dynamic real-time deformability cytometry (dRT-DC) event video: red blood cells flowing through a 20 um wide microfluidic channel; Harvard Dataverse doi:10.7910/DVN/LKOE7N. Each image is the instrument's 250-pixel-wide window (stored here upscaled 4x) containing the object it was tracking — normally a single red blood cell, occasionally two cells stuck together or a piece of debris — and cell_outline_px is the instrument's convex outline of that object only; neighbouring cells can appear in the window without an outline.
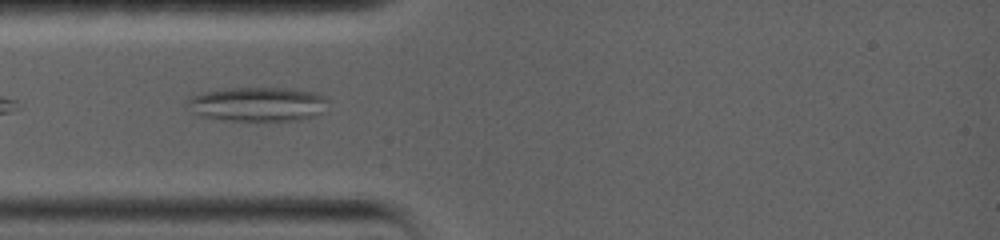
{"species": "common noctule bat (a hibernating species)", "species_latin": "Nyctalus noctula", "temperature_condition": "warm", "stored_images_in_passage": 45, "camera_frame_rate_fps": 5000, "um_per_image_px": 0.085, "animal": {"sex": "female", "body_mass_g": 19.0, "forearm_length_mm": 56.7}, "frame": {"image": 1, "passage_image": 3, "time_ms": 0.8, "image_size_px": [1000, 240], "cell_outline_px": [[328, 100], [320, 112], [312, 116], [300, 120], [228, 120], [196, 116], [184, 104], [184, 100], [192, 96], [224, 88], [296, 88], [312, 92], [324, 96]], "centroid_in_image_um": [21.82, 8.85], "position_along_channel_um": 63.2, "area_um2": 28.09}}
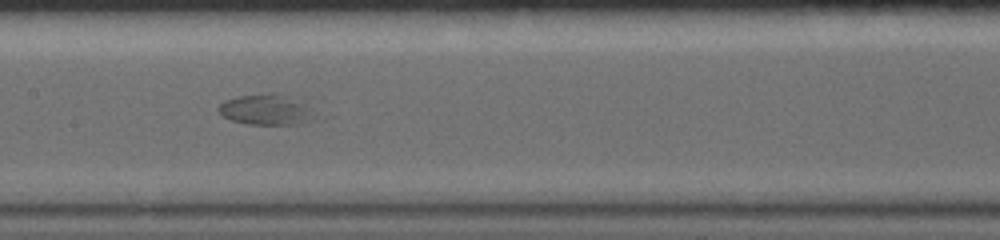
{"frame": {"image": 2, "passage_image": 13, "time_ms": 4.4, "image_size_px": [1000, 240], "cell_outline_px": [[316, 116], [312, 120], [304, 124], [248, 124], [232, 120], [224, 116], [216, 108], [224, 100], [240, 96], [268, 92], [276, 92], [304, 96]], "centroid_in_image_um": [22.77, 9.27], "position_along_channel_um": 184.6, "area_um2": 18.15}}
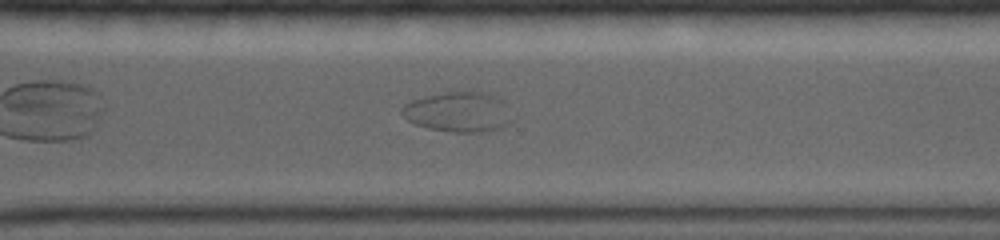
{"frame": {"image": 3, "passage_image": 25, "time_ms": 8.8, "image_size_px": [1000, 240], "cell_outline_px": [[512, 120], [504, 128], [480, 132], [452, 132], [428, 128], [416, 124], [408, 120], [404, 116], [400, 108], [404, 104], [412, 100], [444, 92], [472, 88], [484, 92], [500, 100]], "centroid_in_image_um": [38.93, 9.5], "position_along_channel_um": 331.7, "area_um2": 25.78}}